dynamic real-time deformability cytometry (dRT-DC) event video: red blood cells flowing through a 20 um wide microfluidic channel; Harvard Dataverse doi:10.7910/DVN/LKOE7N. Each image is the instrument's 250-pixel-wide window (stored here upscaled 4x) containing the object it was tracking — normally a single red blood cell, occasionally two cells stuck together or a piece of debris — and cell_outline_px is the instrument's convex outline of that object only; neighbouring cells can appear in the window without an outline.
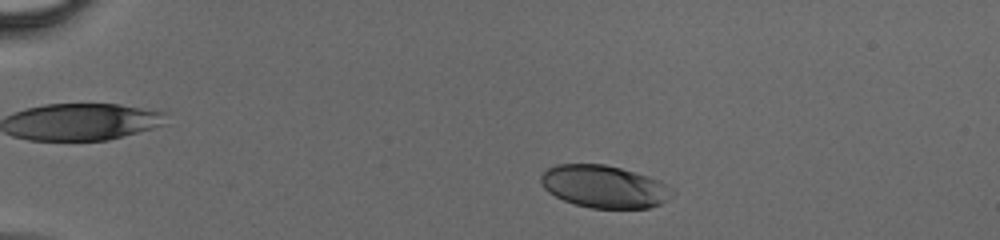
{"species": "human", "species_latin": "Homo sapiens", "temperature_condition": "cold", "stored_images_in_passage": 42, "camera_frame_rate_fps": 3000, "um_per_image_px": 0.085, "donor": {"sex": "male"}, "frame": {"image": 1, "passage_image": 5, "time_ms": 1.333, "image_size_px": [1000, 240], "cell_outline_px": [[676, 192], [668, 200], [660, 204], [648, 208], [592, 208], [576, 204], [564, 200], [548, 192], [544, 188], [540, 180], [540, 176], [548, 168], [556, 164], [604, 164], [620, 168], [648, 176], [660, 180], [672, 188]], "centroid_in_image_um": [51.39, 15.86], "position_along_channel_um": 33.6, "area_um2": 32.54}}
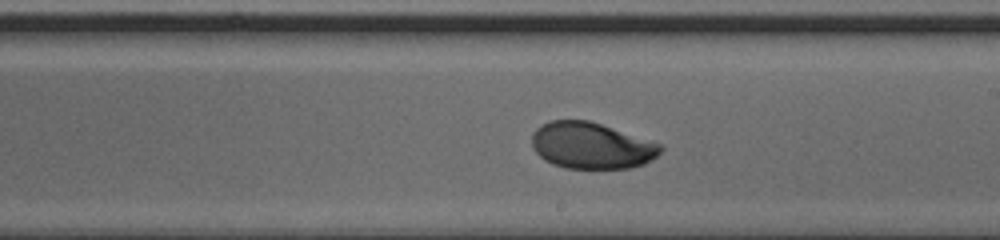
{"frame": {"image": 2, "passage_image": 24, "time_ms": 7.667, "image_size_px": [1000, 240], "cell_outline_px": [[664, 148], [652, 160], [644, 164], [628, 168], [564, 168], [552, 164], [544, 160], [532, 148], [532, 132], [540, 124], [552, 120], [588, 120], [664, 144]], "centroid_in_image_um": [50.27, 12.37], "position_along_channel_um": 238.7, "area_um2": 35.03}}
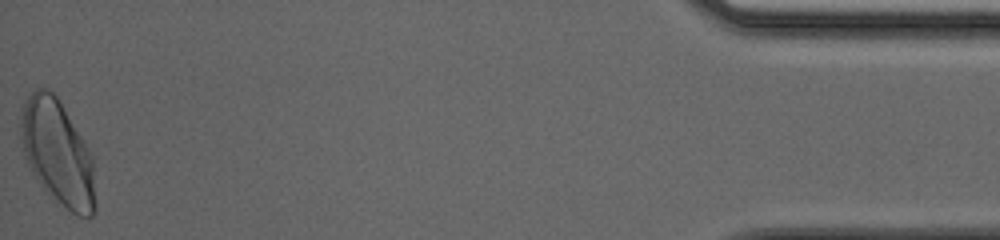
{"frame": {"image": 3, "passage_image": 42, "time_ms": 13.667, "image_size_px": [1000, 240], "cell_outline_px": [[96, 208], [92, 216], [76, 216], [56, 204], [36, 180], [24, 156], [20, 132], [20, 108], [28, 96], [36, 88], [44, 88], [52, 92], [56, 96], [88, 148], [92, 156], [96, 204]], "centroid_in_image_um": [4.88, 13.04], "position_along_channel_um": 430.3, "area_um2": 45.89}}